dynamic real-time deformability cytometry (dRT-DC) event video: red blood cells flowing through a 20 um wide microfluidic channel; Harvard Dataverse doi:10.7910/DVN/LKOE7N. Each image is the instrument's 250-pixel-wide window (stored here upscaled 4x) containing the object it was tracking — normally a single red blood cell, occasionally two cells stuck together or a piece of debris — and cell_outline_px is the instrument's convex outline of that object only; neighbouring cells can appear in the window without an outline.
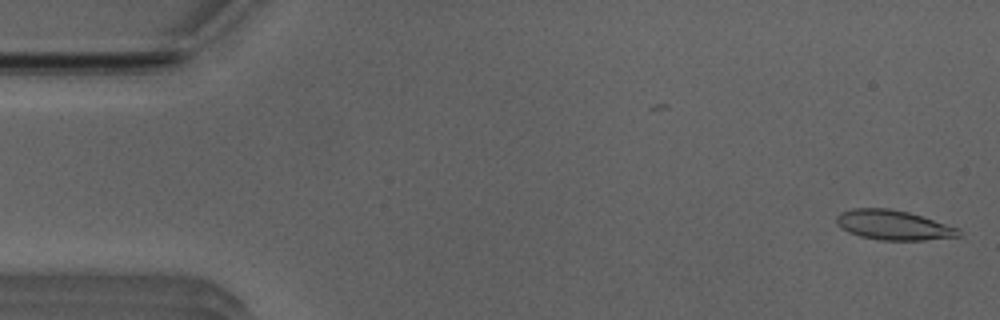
{"species": "Egyptian fruit bat (a non-hibernating species)", "species_latin": "Rousettus aegyptiacus", "temperature_condition": "room temperature", "stored_images_in_passage": 13, "camera_frame_rate_fps": 3000, "um_per_image_px": 0.085, "animal": {"sex": "male"}, "frame": {"image": 1, "passage_image": 1, "time_ms": 0.0, "image_size_px": [1000, 320], "cell_outline_px": [[960, 236], [924, 240], [880, 240], [860, 236], [848, 232], [840, 228], [836, 224], [836, 216], [840, 212], [852, 208], [888, 208], [908, 212], [960, 228]], "centroid_in_image_um": [75.9, 19.13], "position_along_channel_um": 9.1, "area_um2": 21.21}}